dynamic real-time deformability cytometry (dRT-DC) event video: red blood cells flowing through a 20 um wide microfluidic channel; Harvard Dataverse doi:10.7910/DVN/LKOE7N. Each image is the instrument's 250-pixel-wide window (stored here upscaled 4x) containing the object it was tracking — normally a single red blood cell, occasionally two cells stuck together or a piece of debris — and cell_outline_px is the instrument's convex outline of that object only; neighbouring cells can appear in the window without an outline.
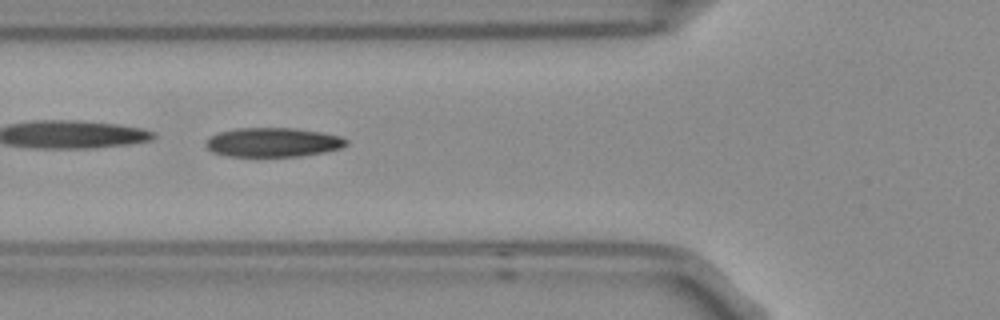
{"species": "Egyptian fruit bat (a non-hibernating species)", "species_latin": "Rousettus aegyptiacus", "temperature_condition": "room temperature", "stored_images_in_passage": 10, "camera_frame_rate_fps": 3000, "um_per_image_px": 0.085, "frame": {"image": 1, "passage_image": 5, "time_ms": 1.333, "image_size_px": [1000, 320], "cell_outline_px": [[348, 144], [340, 148], [324, 152], [300, 156], [228, 156], [212, 152], [204, 144], [208, 136], [220, 132], [236, 128], [292, 128], [320, 132], [340, 136], [348, 140]], "centroid_in_image_um": [23.17, 12.09], "position_along_channel_um": 102.6, "area_um2": 23.87}}
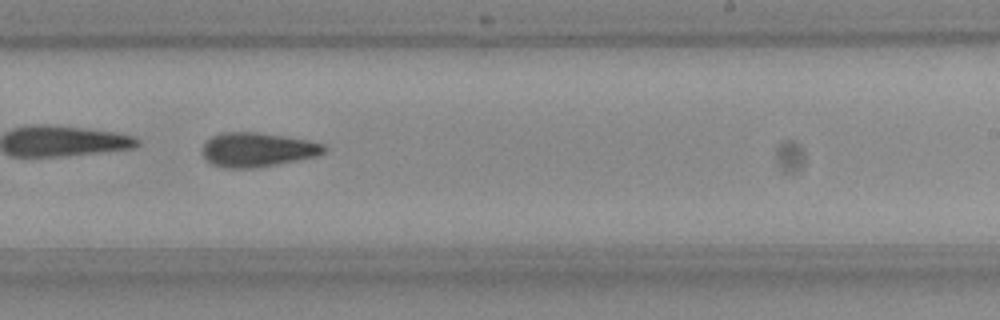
{"frame": {"image": 2, "passage_image": 9, "time_ms": 2.667, "image_size_px": [1000, 320], "cell_outline_px": [[328, 148], [324, 152], [316, 156], [276, 164], [248, 168], [228, 168], [212, 164], [200, 152], [204, 144], [212, 136], [220, 132], [256, 132], [308, 140], [324, 144]], "centroid_in_image_um": [21.86, 12.71], "position_along_channel_um": 267.1, "area_um2": 24.04}}